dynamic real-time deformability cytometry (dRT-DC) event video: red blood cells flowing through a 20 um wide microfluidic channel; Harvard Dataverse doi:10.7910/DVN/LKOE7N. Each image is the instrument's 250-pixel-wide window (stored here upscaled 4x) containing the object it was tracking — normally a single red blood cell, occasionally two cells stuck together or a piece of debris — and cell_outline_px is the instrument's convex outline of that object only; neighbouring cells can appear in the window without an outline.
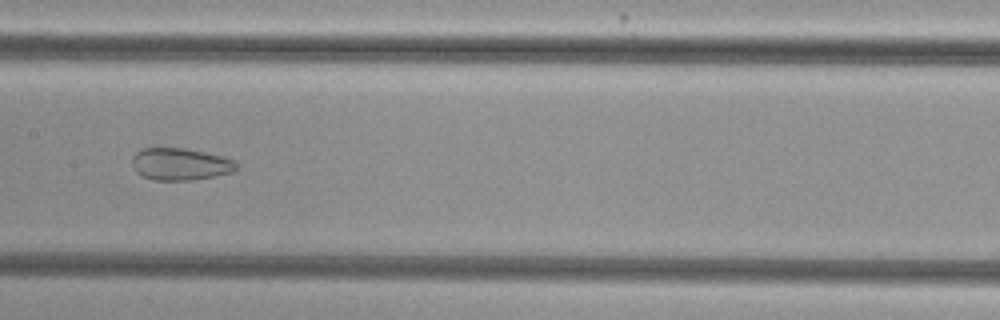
{"species": "common noctule bat (a hibernating species)", "species_latin": "Nyctalus noctula", "temperature_condition": "cold", "stored_images_in_passage": 53, "camera_frame_rate_fps": 3000, "um_per_image_px": 0.085, "animal": {"sex": "female", "body_mass_g": 29.2, "forearm_length_mm": 56.3}, "frame": {"image": 1, "passage_image": 29, "time_ms": 9.333, "image_size_px": [1000, 320], "cell_outline_px": [[236, 168], [232, 172], [192, 180], [156, 180], [144, 176], [136, 172], [132, 168], [132, 156], [140, 148], [184, 148], [204, 152], [236, 160]], "centroid_in_image_um": [15.28, 13.94], "position_along_channel_um": 192.1, "area_um2": 19.42}}
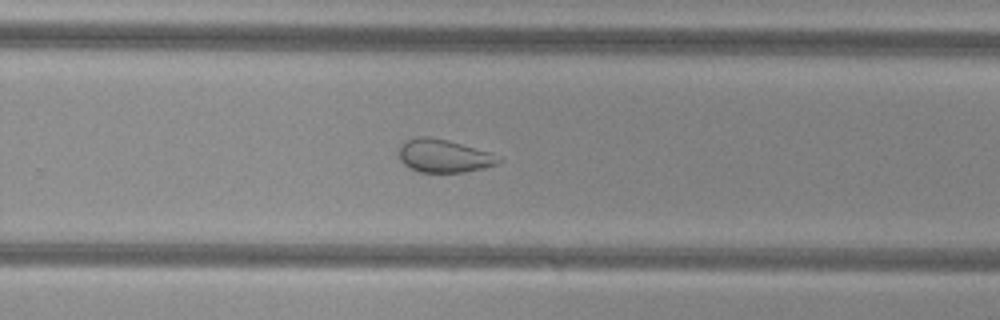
{"frame": {"image": 2, "passage_image": 37, "time_ms": 12.0, "image_size_px": [1000, 320], "cell_outline_px": [[504, 160], [496, 164], [484, 168], [464, 172], [420, 172], [408, 168], [400, 160], [400, 144], [404, 140], [420, 136], [428, 136], [448, 140], [488, 152]], "centroid_in_image_um": [37.69, 13.25], "position_along_channel_um": 292.1, "area_um2": 19.13}}
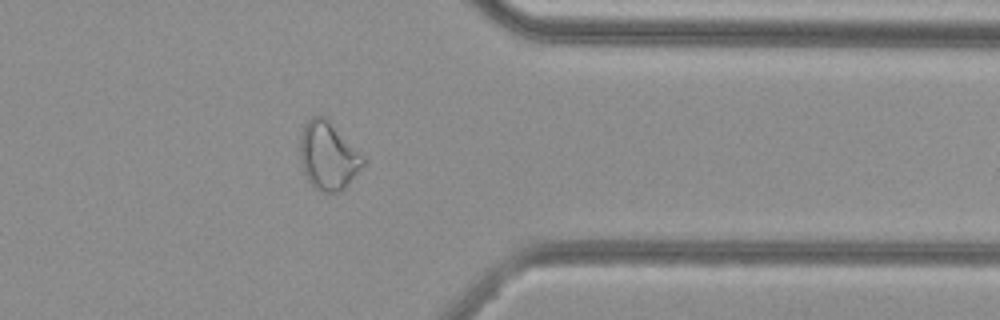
{"frame": {"image": 3, "passage_image": 45, "time_ms": 14.667, "image_size_px": [1000, 320], "cell_outline_px": [[364, 164], [348, 184], [340, 192], [324, 192], [312, 188], [304, 176], [300, 160], [300, 136], [304, 124], [312, 116], [324, 116], [364, 156]], "centroid_in_image_um": [27.85, 13.27], "position_along_channel_um": 383.5, "area_um2": 24.97}}